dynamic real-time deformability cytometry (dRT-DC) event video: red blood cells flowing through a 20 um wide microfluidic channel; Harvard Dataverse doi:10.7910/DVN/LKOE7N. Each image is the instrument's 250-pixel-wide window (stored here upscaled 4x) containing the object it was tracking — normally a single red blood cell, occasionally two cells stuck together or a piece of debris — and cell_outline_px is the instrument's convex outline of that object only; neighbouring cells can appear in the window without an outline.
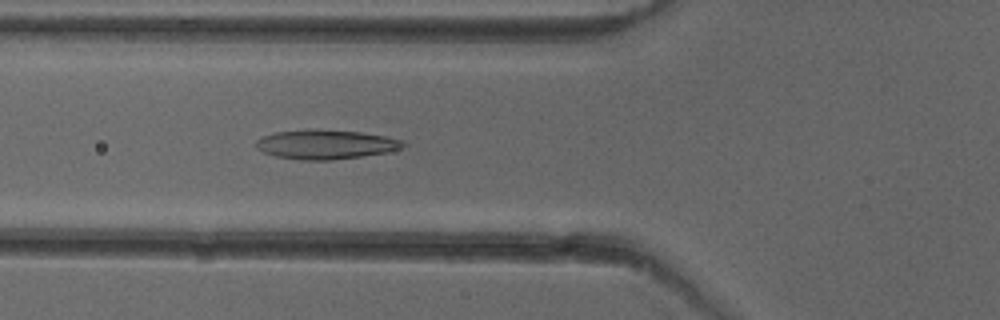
{"species": "common noctule bat (a hibernating species)", "species_latin": "Nyctalus noctula", "temperature_condition": "cold", "stored_images_in_passage": 37, "camera_frame_rate_fps": 3000, "um_per_image_px": 0.085, "animal": {"sex": "female"}, "frame": {"image": 1, "passage_image": 5, "time_ms": 1.333, "image_size_px": [1000, 320], "cell_outline_px": [[408, 144], [404, 148], [388, 152], [364, 156], [332, 160], [300, 160], [276, 156], [264, 152], [256, 148], [256, 140], [264, 136], [276, 132], [316, 128], [360, 132], [384, 136], [404, 140]], "centroid_in_image_um": [27.74, 12.27], "position_along_channel_um": 98.1, "area_um2": 25.43}}
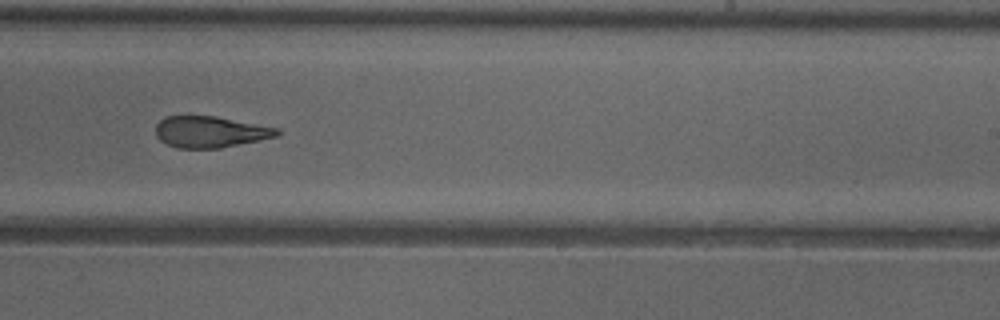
{"frame": {"image": 2, "passage_image": 18, "time_ms": 5.667, "image_size_px": [1000, 320], "cell_outline_px": [[280, 132], [276, 136], [220, 148], [176, 148], [160, 140], [156, 136], [156, 124], [164, 116], [216, 116], [280, 128]], "centroid_in_image_um": [17.85, 11.2], "position_along_channel_um": 271.2, "area_um2": 22.08}}
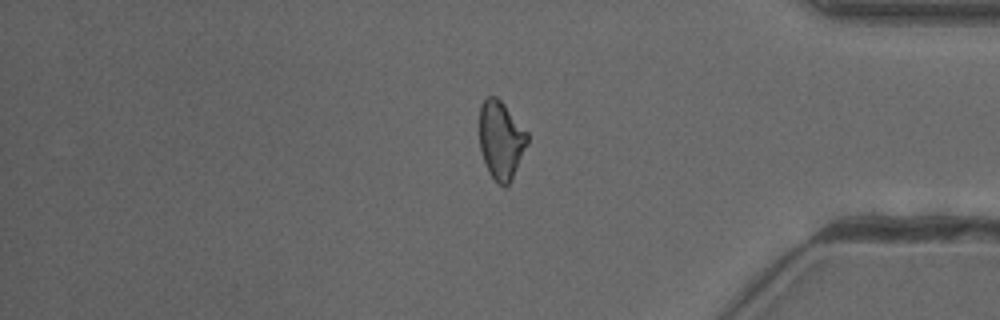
{"frame": {"image": 3, "passage_image": 29, "time_ms": 9.333, "image_size_px": [1000, 320], "cell_outline_px": [[528, 144], [512, 180], [504, 188], [496, 184], [488, 172], [480, 148], [480, 104], [488, 96], [496, 96], [504, 104], [528, 132]], "centroid_in_image_um": [42.6, 11.94], "position_along_channel_um": 392.6, "area_um2": 22.08}, "authors_computed_cell_mechanics": {"area_um2": 23.1778, "velocity_mm_per_s": 3.9874, "shape_relaxation_time_tau1_ms": null, "shape_relaxation_time_tau2_ms": 2.6768, "deformation_change_tau1": null, "deformation_change_tau2": 0.102}}